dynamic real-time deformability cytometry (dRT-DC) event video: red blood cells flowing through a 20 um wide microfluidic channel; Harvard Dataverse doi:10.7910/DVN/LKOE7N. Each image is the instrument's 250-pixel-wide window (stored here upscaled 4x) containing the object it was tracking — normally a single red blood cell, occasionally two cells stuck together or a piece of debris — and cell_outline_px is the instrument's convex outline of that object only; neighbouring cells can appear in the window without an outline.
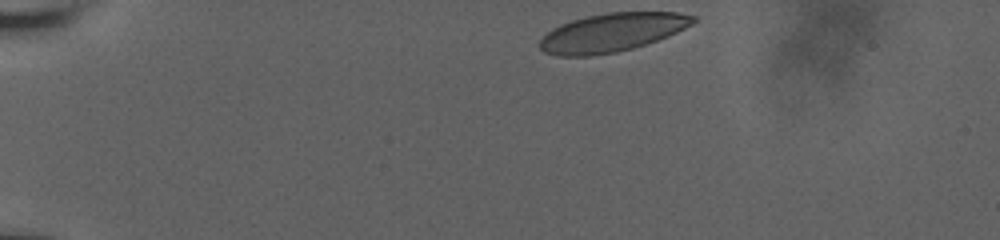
{"species": "human", "species_latin": "Homo sapiens", "temperature_condition": "room temperature", "stored_images_in_passage": 38, "camera_frame_rate_fps": 3000, "um_per_image_px": 0.085, "donor": {"sex": "male"}, "frame": {"image": 1, "passage_image": 1, "time_ms": 0.0, "image_size_px": [1000, 240], "cell_outline_px": [[696, 20], [692, 24], [668, 36], [632, 48], [616, 52], [588, 56], [556, 56], [544, 52], [540, 48], [540, 40], [552, 28], [560, 24], [572, 20], [588, 16], [608, 12], [680, 12], [696, 16]], "centroid_in_image_um": [52.01, 2.75], "position_along_channel_um": 33.0, "area_um2": 34.22}}
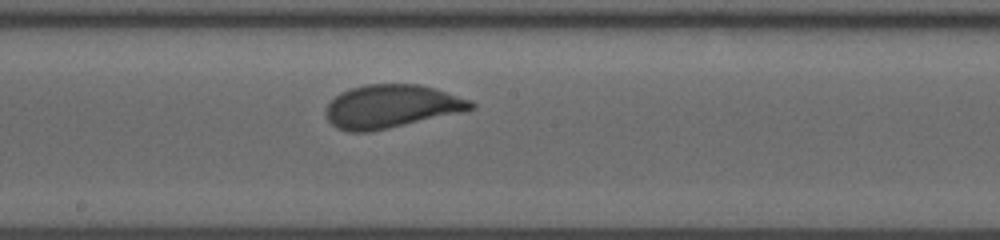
{"frame": {"image": 2, "passage_image": 22, "time_ms": 7.0, "image_size_px": [1000, 240], "cell_outline_px": [[476, 108], [460, 112], [388, 128], [368, 132], [348, 132], [336, 128], [324, 116], [324, 112], [328, 104], [336, 96], [352, 88], [368, 84], [420, 84], [472, 100], [476, 104]], "centroid_in_image_um": [33.25, 9.05], "position_along_channel_um": 215.0, "area_um2": 36.3}}
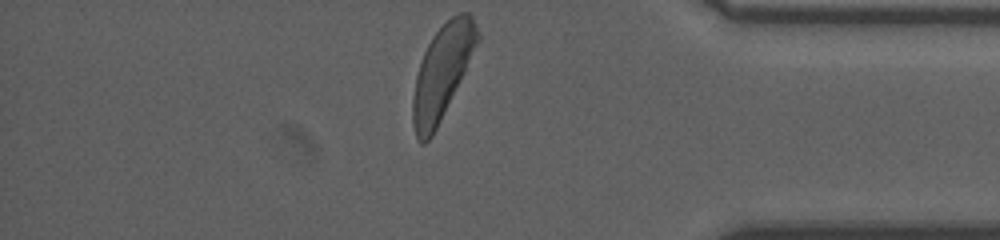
{"frame": {"image": 3, "passage_image": 38, "time_ms": 12.333, "image_size_px": [1000, 240], "cell_outline_px": [[480, 40], [432, 136], [424, 144], [420, 144], [416, 136], [412, 124], [412, 100], [416, 76], [424, 52], [432, 36], [452, 16], [460, 12], [468, 12], [472, 16], [480, 32]], "centroid_in_image_um": [37.58, 6.12], "position_along_channel_um": 397.6, "area_um2": 34.74}, "authors_computed_cell_mechanics": {"area_um2": 35.7782, "velocity_mm_per_s": 3.8009, "shape_relaxation_time_tau1_ms": 2.4139, "shape_relaxation_time_tau2_ms": null, "deformation_change_tau1": 0.1161, "deformation_change_tau2": null}}